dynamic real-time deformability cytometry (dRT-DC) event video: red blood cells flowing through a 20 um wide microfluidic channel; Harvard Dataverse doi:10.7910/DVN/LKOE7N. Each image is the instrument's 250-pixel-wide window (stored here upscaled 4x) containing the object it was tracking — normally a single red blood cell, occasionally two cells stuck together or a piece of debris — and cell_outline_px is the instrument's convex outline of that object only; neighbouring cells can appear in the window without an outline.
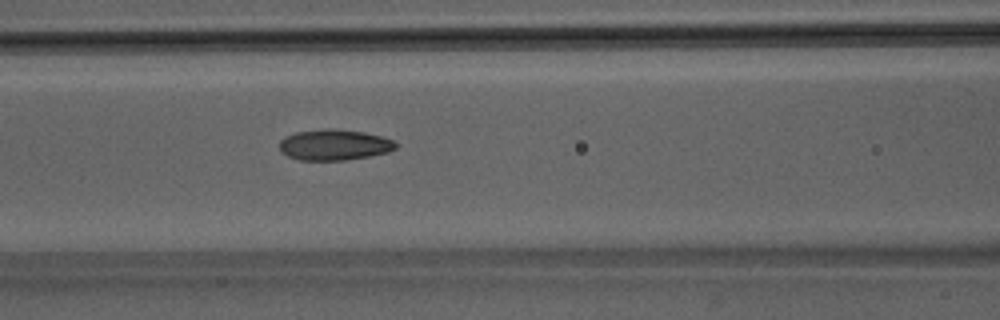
{"species": "Egyptian fruit bat (a non-hibernating species)", "species_latin": "Rousettus aegyptiacus", "temperature_condition": "room temperature", "stored_images_in_passage": 44, "camera_frame_rate_fps": 3000, "um_per_image_px": 0.085, "animal": {"sex": "male"}, "frame": {"image": 1, "passage_image": 15, "time_ms": 4.667, "image_size_px": [1000, 320], "cell_outline_px": [[396, 148], [388, 152], [372, 156], [344, 160], [300, 160], [288, 156], [280, 152], [280, 140], [284, 136], [296, 132], [324, 128], [336, 128], [364, 132], [380, 136], [392, 140], [396, 144]], "centroid_in_image_um": [28.39, 12.3], "position_along_channel_um": 138.2, "area_um2": 21.04}}
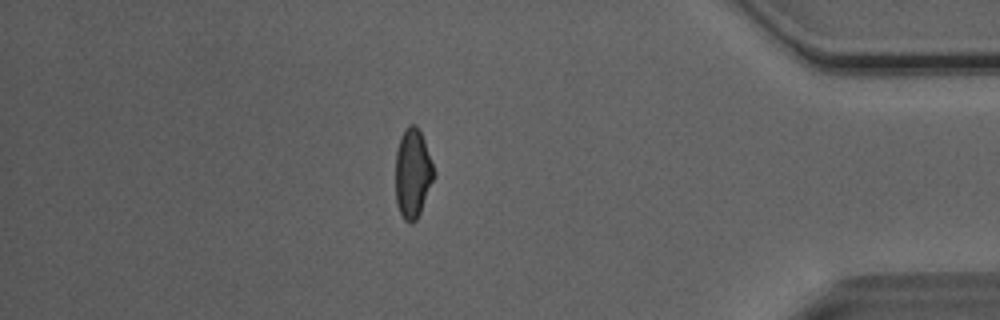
{"frame": {"image": 2, "passage_image": 37, "time_ms": 12.0, "image_size_px": [1000, 320], "cell_outline_px": [[436, 176], [420, 212], [416, 220], [412, 224], [408, 224], [404, 220], [396, 204], [396, 152], [400, 136], [404, 128], [408, 124], [416, 124], [420, 128], [436, 172]], "centroid_in_image_um": [35.09, 14.71], "position_along_channel_um": 400.1, "area_um2": 20.46}}
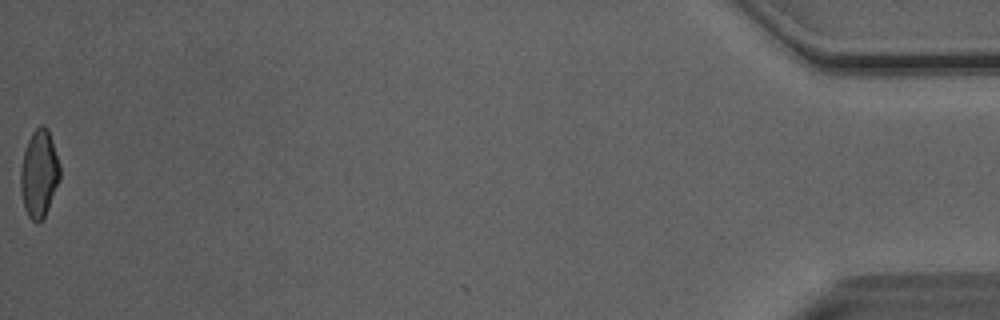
{"frame": {"image": 3, "passage_image": 44, "time_ms": 14.333, "image_size_px": [1000, 320], "cell_outline_px": [[60, 180], [48, 208], [44, 216], [36, 224], [28, 216], [24, 208], [20, 192], [20, 168], [24, 152], [28, 140], [32, 132], [40, 124], [44, 124], [48, 128], [60, 164]], "centroid_in_image_um": [3.32, 14.75], "position_along_channel_um": 431.9, "area_um2": 20.23}, "authors_computed_cell_mechanics": {"area_um2": 20.4323, "velocity_mm_per_s": 4.0856, "shape_relaxation_time_tau1_ms": 7.6253, "shape_relaxation_time_tau2_ms": 1.8889, "deformation_change_tau1": 0.1945, "deformation_change_tau2": 0.0845}}